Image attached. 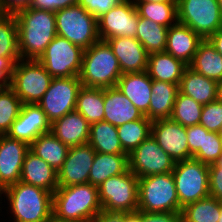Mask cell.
Returning a JSON list of instances; mask_svg holds the SVG:
<instances>
[{
    "label": "cell",
    "mask_w": 222,
    "mask_h": 222,
    "mask_svg": "<svg viewBox=\"0 0 222 222\" xmlns=\"http://www.w3.org/2000/svg\"><path fill=\"white\" fill-rule=\"evenodd\" d=\"M132 1L164 2V1H177V0H132Z\"/></svg>",
    "instance_id": "cell-55"
},
{
    "label": "cell",
    "mask_w": 222,
    "mask_h": 222,
    "mask_svg": "<svg viewBox=\"0 0 222 222\" xmlns=\"http://www.w3.org/2000/svg\"><path fill=\"white\" fill-rule=\"evenodd\" d=\"M88 143L97 153L127 154L121 146L117 127L107 121L90 125Z\"/></svg>",
    "instance_id": "cell-29"
},
{
    "label": "cell",
    "mask_w": 222,
    "mask_h": 222,
    "mask_svg": "<svg viewBox=\"0 0 222 222\" xmlns=\"http://www.w3.org/2000/svg\"><path fill=\"white\" fill-rule=\"evenodd\" d=\"M51 133L68 147L88 143L90 123L76 110L51 124Z\"/></svg>",
    "instance_id": "cell-23"
},
{
    "label": "cell",
    "mask_w": 222,
    "mask_h": 222,
    "mask_svg": "<svg viewBox=\"0 0 222 222\" xmlns=\"http://www.w3.org/2000/svg\"><path fill=\"white\" fill-rule=\"evenodd\" d=\"M187 67V64L174 58L171 54L159 52L148 55L146 72L153 80L180 85Z\"/></svg>",
    "instance_id": "cell-25"
},
{
    "label": "cell",
    "mask_w": 222,
    "mask_h": 222,
    "mask_svg": "<svg viewBox=\"0 0 222 222\" xmlns=\"http://www.w3.org/2000/svg\"><path fill=\"white\" fill-rule=\"evenodd\" d=\"M219 134H222V124H221V129H220V133Z\"/></svg>",
    "instance_id": "cell-59"
},
{
    "label": "cell",
    "mask_w": 222,
    "mask_h": 222,
    "mask_svg": "<svg viewBox=\"0 0 222 222\" xmlns=\"http://www.w3.org/2000/svg\"><path fill=\"white\" fill-rule=\"evenodd\" d=\"M221 202L208 196L184 206L181 210L182 222H218L221 216Z\"/></svg>",
    "instance_id": "cell-35"
},
{
    "label": "cell",
    "mask_w": 222,
    "mask_h": 222,
    "mask_svg": "<svg viewBox=\"0 0 222 222\" xmlns=\"http://www.w3.org/2000/svg\"><path fill=\"white\" fill-rule=\"evenodd\" d=\"M78 4L79 0H31L28 8L57 12Z\"/></svg>",
    "instance_id": "cell-45"
},
{
    "label": "cell",
    "mask_w": 222,
    "mask_h": 222,
    "mask_svg": "<svg viewBox=\"0 0 222 222\" xmlns=\"http://www.w3.org/2000/svg\"><path fill=\"white\" fill-rule=\"evenodd\" d=\"M189 67L216 82L222 80V55L215 50L207 39H204L199 44L198 50Z\"/></svg>",
    "instance_id": "cell-31"
},
{
    "label": "cell",
    "mask_w": 222,
    "mask_h": 222,
    "mask_svg": "<svg viewBox=\"0 0 222 222\" xmlns=\"http://www.w3.org/2000/svg\"><path fill=\"white\" fill-rule=\"evenodd\" d=\"M90 125L104 121V89L82 86L79 90L76 108Z\"/></svg>",
    "instance_id": "cell-32"
},
{
    "label": "cell",
    "mask_w": 222,
    "mask_h": 222,
    "mask_svg": "<svg viewBox=\"0 0 222 222\" xmlns=\"http://www.w3.org/2000/svg\"><path fill=\"white\" fill-rule=\"evenodd\" d=\"M139 17L170 27L178 22L177 1H133Z\"/></svg>",
    "instance_id": "cell-34"
},
{
    "label": "cell",
    "mask_w": 222,
    "mask_h": 222,
    "mask_svg": "<svg viewBox=\"0 0 222 222\" xmlns=\"http://www.w3.org/2000/svg\"><path fill=\"white\" fill-rule=\"evenodd\" d=\"M51 132V123L38 104H22L19 116L6 134L29 146L40 135Z\"/></svg>",
    "instance_id": "cell-17"
},
{
    "label": "cell",
    "mask_w": 222,
    "mask_h": 222,
    "mask_svg": "<svg viewBox=\"0 0 222 222\" xmlns=\"http://www.w3.org/2000/svg\"><path fill=\"white\" fill-rule=\"evenodd\" d=\"M216 100L222 103V80L217 82V96Z\"/></svg>",
    "instance_id": "cell-52"
},
{
    "label": "cell",
    "mask_w": 222,
    "mask_h": 222,
    "mask_svg": "<svg viewBox=\"0 0 222 222\" xmlns=\"http://www.w3.org/2000/svg\"><path fill=\"white\" fill-rule=\"evenodd\" d=\"M126 222H143V212L126 213Z\"/></svg>",
    "instance_id": "cell-51"
},
{
    "label": "cell",
    "mask_w": 222,
    "mask_h": 222,
    "mask_svg": "<svg viewBox=\"0 0 222 222\" xmlns=\"http://www.w3.org/2000/svg\"><path fill=\"white\" fill-rule=\"evenodd\" d=\"M151 90L149 120L170 118L179 91V85L152 79Z\"/></svg>",
    "instance_id": "cell-27"
},
{
    "label": "cell",
    "mask_w": 222,
    "mask_h": 222,
    "mask_svg": "<svg viewBox=\"0 0 222 222\" xmlns=\"http://www.w3.org/2000/svg\"><path fill=\"white\" fill-rule=\"evenodd\" d=\"M221 216L219 218V221L218 222H222V202H221V212H220Z\"/></svg>",
    "instance_id": "cell-56"
},
{
    "label": "cell",
    "mask_w": 222,
    "mask_h": 222,
    "mask_svg": "<svg viewBox=\"0 0 222 222\" xmlns=\"http://www.w3.org/2000/svg\"><path fill=\"white\" fill-rule=\"evenodd\" d=\"M30 150L58 172L66 160L69 147L49 132L36 138Z\"/></svg>",
    "instance_id": "cell-30"
},
{
    "label": "cell",
    "mask_w": 222,
    "mask_h": 222,
    "mask_svg": "<svg viewBox=\"0 0 222 222\" xmlns=\"http://www.w3.org/2000/svg\"><path fill=\"white\" fill-rule=\"evenodd\" d=\"M220 142H221V147H222V134H219Z\"/></svg>",
    "instance_id": "cell-58"
},
{
    "label": "cell",
    "mask_w": 222,
    "mask_h": 222,
    "mask_svg": "<svg viewBox=\"0 0 222 222\" xmlns=\"http://www.w3.org/2000/svg\"><path fill=\"white\" fill-rule=\"evenodd\" d=\"M129 170L138 178L174 170L175 161L149 136L128 155Z\"/></svg>",
    "instance_id": "cell-13"
},
{
    "label": "cell",
    "mask_w": 222,
    "mask_h": 222,
    "mask_svg": "<svg viewBox=\"0 0 222 222\" xmlns=\"http://www.w3.org/2000/svg\"><path fill=\"white\" fill-rule=\"evenodd\" d=\"M21 59L38 60L57 35L55 12L25 8L14 14Z\"/></svg>",
    "instance_id": "cell-2"
},
{
    "label": "cell",
    "mask_w": 222,
    "mask_h": 222,
    "mask_svg": "<svg viewBox=\"0 0 222 222\" xmlns=\"http://www.w3.org/2000/svg\"><path fill=\"white\" fill-rule=\"evenodd\" d=\"M52 209L61 220L91 222L102 211L98 187L90 183L58 187L53 193Z\"/></svg>",
    "instance_id": "cell-3"
},
{
    "label": "cell",
    "mask_w": 222,
    "mask_h": 222,
    "mask_svg": "<svg viewBox=\"0 0 222 222\" xmlns=\"http://www.w3.org/2000/svg\"><path fill=\"white\" fill-rule=\"evenodd\" d=\"M209 195L222 201V155L209 165Z\"/></svg>",
    "instance_id": "cell-42"
},
{
    "label": "cell",
    "mask_w": 222,
    "mask_h": 222,
    "mask_svg": "<svg viewBox=\"0 0 222 222\" xmlns=\"http://www.w3.org/2000/svg\"><path fill=\"white\" fill-rule=\"evenodd\" d=\"M31 0H0V11L4 14H15L28 8Z\"/></svg>",
    "instance_id": "cell-47"
},
{
    "label": "cell",
    "mask_w": 222,
    "mask_h": 222,
    "mask_svg": "<svg viewBox=\"0 0 222 222\" xmlns=\"http://www.w3.org/2000/svg\"><path fill=\"white\" fill-rule=\"evenodd\" d=\"M98 35L105 41L114 37L135 38L139 14L132 0H123L97 19Z\"/></svg>",
    "instance_id": "cell-14"
},
{
    "label": "cell",
    "mask_w": 222,
    "mask_h": 222,
    "mask_svg": "<svg viewBox=\"0 0 222 222\" xmlns=\"http://www.w3.org/2000/svg\"><path fill=\"white\" fill-rule=\"evenodd\" d=\"M168 29L164 25L139 17L135 38L148 54L165 52Z\"/></svg>",
    "instance_id": "cell-33"
},
{
    "label": "cell",
    "mask_w": 222,
    "mask_h": 222,
    "mask_svg": "<svg viewBox=\"0 0 222 222\" xmlns=\"http://www.w3.org/2000/svg\"><path fill=\"white\" fill-rule=\"evenodd\" d=\"M138 212H180L172 172L139 178Z\"/></svg>",
    "instance_id": "cell-5"
},
{
    "label": "cell",
    "mask_w": 222,
    "mask_h": 222,
    "mask_svg": "<svg viewBox=\"0 0 222 222\" xmlns=\"http://www.w3.org/2000/svg\"><path fill=\"white\" fill-rule=\"evenodd\" d=\"M83 49L56 35L38 61L53 78L79 76Z\"/></svg>",
    "instance_id": "cell-11"
},
{
    "label": "cell",
    "mask_w": 222,
    "mask_h": 222,
    "mask_svg": "<svg viewBox=\"0 0 222 222\" xmlns=\"http://www.w3.org/2000/svg\"><path fill=\"white\" fill-rule=\"evenodd\" d=\"M221 155L222 147L219 133L208 132L204 134L203 149H199L192 158L211 165L216 163Z\"/></svg>",
    "instance_id": "cell-40"
},
{
    "label": "cell",
    "mask_w": 222,
    "mask_h": 222,
    "mask_svg": "<svg viewBox=\"0 0 222 222\" xmlns=\"http://www.w3.org/2000/svg\"><path fill=\"white\" fill-rule=\"evenodd\" d=\"M57 35L83 50L100 40L97 19L80 4L55 12Z\"/></svg>",
    "instance_id": "cell-6"
},
{
    "label": "cell",
    "mask_w": 222,
    "mask_h": 222,
    "mask_svg": "<svg viewBox=\"0 0 222 222\" xmlns=\"http://www.w3.org/2000/svg\"><path fill=\"white\" fill-rule=\"evenodd\" d=\"M207 40L211 43V45L222 55V27L209 36Z\"/></svg>",
    "instance_id": "cell-50"
},
{
    "label": "cell",
    "mask_w": 222,
    "mask_h": 222,
    "mask_svg": "<svg viewBox=\"0 0 222 222\" xmlns=\"http://www.w3.org/2000/svg\"><path fill=\"white\" fill-rule=\"evenodd\" d=\"M81 87L79 76L52 79L48 90L38 102L51 124L75 110Z\"/></svg>",
    "instance_id": "cell-12"
},
{
    "label": "cell",
    "mask_w": 222,
    "mask_h": 222,
    "mask_svg": "<svg viewBox=\"0 0 222 222\" xmlns=\"http://www.w3.org/2000/svg\"><path fill=\"white\" fill-rule=\"evenodd\" d=\"M218 3H219V6H220V9H221V12H222V0H218Z\"/></svg>",
    "instance_id": "cell-57"
},
{
    "label": "cell",
    "mask_w": 222,
    "mask_h": 222,
    "mask_svg": "<svg viewBox=\"0 0 222 222\" xmlns=\"http://www.w3.org/2000/svg\"><path fill=\"white\" fill-rule=\"evenodd\" d=\"M143 222H182L181 212H143Z\"/></svg>",
    "instance_id": "cell-46"
},
{
    "label": "cell",
    "mask_w": 222,
    "mask_h": 222,
    "mask_svg": "<svg viewBox=\"0 0 222 222\" xmlns=\"http://www.w3.org/2000/svg\"><path fill=\"white\" fill-rule=\"evenodd\" d=\"M179 91L196 102L206 105L216 101L217 82L195 72L188 66L181 78Z\"/></svg>",
    "instance_id": "cell-26"
},
{
    "label": "cell",
    "mask_w": 222,
    "mask_h": 222,
    "mask_svg": "<svg viewBox=\"0 0 222 222\" xmlns=\"http://www.w3.org/2000/svg\"><path fill=\"white\" fill-rule=\"evenodd\" d=\"M22 104L8 84L0 88V135L8 133L12 123L19 116Z\"/></svg>",
    "instance_id": "cell-38"
},
{
    "label": "cell",
    "mask_w": 222,
    "mask_h": 222,
    "mask_svg": "<svg viewBox=\"0 0 222 222\" xmlns=\"http://www.w3.org/2000/svg\"><path fill=\"white\" fill-rule=\"evenodd\" d=\"M202 107V104L178 91L170 118L184 127L198 125Z\"/></svg>",
    "instance_id": "cell-37"
},
{
    "label": "cell",
    "mask_w": 222,
    "mask_h": 222,
    "mask_svg": "<svg viewBox=\"0 0 222 222\" xmlns=\"http://www.w3.org/2000/svg\"><path fill=\"white\" fill-rule=\"evenodd\" d=\"M151 136L175 163L192 158L189 153L186 127L171 118L152 121Z\"/></svg>",
    "instance_id": "cell-15"
},
{
    "label": "cell",
    "mask_w": 222,
    "mask_h": 222,
    "mask_svg": "<svg viewBox=\"0 0 222 222\" xmlns=\"http://www.w3.org/2000/svg\"><path fill=\"white\" fill-rule=\"evenodd\" d=\"M105 41L118 59L122 74L146 71L149 54L136 38L114 37Z\"/></svg>",
    "instance_id": "cell-19"
},
{
    "label": "cell",
    "mask_w": 222,
    "mask_h": 222,
    "mask_svg": "<svg viewBox=\"0 0 222 222\" xmlns=\"http://www.w3.org/2000/svg\"><path fill=\"white\" fill-rule=\"evenodd\" d=\"M91 222H126V213L101 211Z\"/></svg>",
    "instance_id": "cell-49"
},
{
    "label": "cell",
    "mask_w": 222,
    "mask_h": 222,
    "mask_svg": "<svg viewBox=\"0 0 222 222\" xmlns=\"http://www.w3.org/2000/svg\"><path fill=\"white\" fill-rule=\"evenodd\" d=\"M199 124L209 132L220 133L222 124V103L216 100L203 105Z\"/></svg>",
    "instance_id": "cell-41"
},
{
    "label": "cell",
    "mask_w": 222,
    "mask_h": 222,
    "mask_svg": "<svg viewBox=\"0 0 222 222\" xmlns=\"http://www.w3.org/2000/svg\"><path fill=\"white\" fill-rule=\"evenodd\" d=\"M8 82L0 75V88L6 86Z\"/></svg>",
    "instance_id": "cell-54"
},
{
    "label": "cell",
    "mask_w": 222,
    "mask_h": 222,
    "mask_svg": "<svg viewBox=\"0 0 222 222\" xmlns=\"http://www.w3.org/2000/svg\"><path fill=\"white\" fill-rule=\"evenodd\" d=\"M29 149L26 142L0 135V193L20 181L22 165Z\"/></svg>",
    "instance_id": "cell-18"
},
{
    "label": "cell",
    "mask_w": 222,
    "mask_h": 222,
    "mask_svg": "<svg viewBox=\"0 0 222 222\" xmlns=\"http://www.w3.org/2000/svg\"><path fill=\"white\" fill-rule=\"evenodd\" d=\"M178 22L190 27L203 39L222 27L218 0H177Z\"/></svg>",
    "instance_id": "cell-10"
},
{
    "label": "cell",
    "mask_w": 222,
    "mask_h": 222,
    "mask_svg": "<svg viewBox=\"0 0 222 222\" xmlns=\"http://www.w3.org/2000/svg\"><path fill=\"white\" fill-rule=\"evenodd\" d=\"M172 174L180 212L184 206L209 196V165L191 158L176 162Z\"/></svg>",
    "instance_id": "cell-9"
},
{
    "label": "cell",
    "mask_w": 222,
    "mask_h": 222,
    "mask_svg": "<svg viewBox=\"0 0 222 222\" xmlns=\"http://www.w3.org/2000/svg\"><path fill=\"white\" fill-rule=\"evenodd\" d=\"M117 88L149 119L152 79L146 71L122 74Z\"/></svg>",
    "instance_id": "cell-21"
},
{
    "label": "cell",
    "mask_w": 222,
    "mask_h": 222,
    "mask_svg": "<svg viewBox=\"0 0 222 222\" xmlns=\"http://www.w3.org/2000/svg\"><path fill=\"white\" fill-rule=\"evenodd\" d=\"M209 131L202 125L186 127L189 153L193 156L199 149H203L204 134Z\"/></svg>",
    "instance_id": "cell-44"
},
{
    "label": "cell",
    "mask_w": 222,
    "mask_h": 222,
    "mask_svg": "<svg viewBox=\"0 0 222 222\" xmlns=\"http://www.w3.org/2000/svg\"><path fill=\"white\" fill-rule=\"evenodd\" d=\"M53 77L35 59H20L14 67L8 85L23 104H38L48 90Z\"/></svg>",
    "instance_id": "cell-8"
},
{
    "label": "cell",
    "mask_w": 222,
    "mask_h": 222,
    "mask_svg": "<svg viewBox=\"0 0 222 222\" xmlns=\"http://www.w3.org/2000/svg\"><path fill=\"white\" fill-rule=\"evenodd\" d=\"M203 40L190 27L177 22L168 29L165 52L189 66Z\"/></svg>",
    "instance_id": "cell-20"
},
{
    "label": "cell",
    "mask_w": 222,
    "mask_h": 222,
    "mask_svg": "<svg viewBox=\"0 0 222 222\" xmlns=\"http://www.w3.org/2000/svg\"><path fill=\"white\" fill-rule=\"evenodd\" d=\"M0 206V213L5 208L7 214H11L10 222H47L53 215V193L18 181L0 193Z\"/></svg>",
    "instance_id": "cell-1"
},
{
    "label": "cell",
    "mask_w": 222,
    "mask_h": 222,
    "mask_svg": "<svg viewBox=\"0 0 222 222\" xmlns=\"http://www.w3.org/2000/svg\"><path fill=\"white\" fill-rule=\"evenodd\" d=\"M128 169V154H105L96 152L89 173V183L98 187L106 179L123 174Z\"/></svg>",
    "instance_id": "cell-28"
},
{
    "label": "cell",
    "mask_w": 222,
    "mask_h": 222,
    "mask_svg": "<svg viewBox=\"0 0 222 222\" xmlns=\"http://www.w3.org/2000/svg\"><path fill=\"white\" fill-rule=\"evenodd\" d=\"M21 57H2L0 56V75L8 82L13 75L15 64Z\"/></svg>",
    "instance_id": "cell-48"
},
{
    "label": "cell",
    "mask_w": 222,
    "mask_h": 222,
    "mask_svg": "<svg viewBox=\"0 0 222 222\" xmlns=\"http://www.w3.org/2000/svg\"><path fill=\"white\" fill-rule=\"evenodd\" d=\"M122 1L123 0H79V4L98 19Z\"/></svg>",
    "instance_id": "cell-43"
},
{
    "label": "cell",
    "mask_w": 222,
    "mask_h": 222,
    "mask_svg": "<svg viewBox=\"0 0 222 222\" xmlns=\"http://www.w3.org/2000/svg\"><path fill=\"white\" fill-rule=\"evenodd\" d=\"M104 112V121L115 127L144 117L117 86L104 88Z\"/></svg>",
    "instance_id": "cell-22"
},
{
    "label": "cell",
    "mask_w": 222,
    "mask_h": 222,
    "mask_svg": "<svg viewBox=\"0 0 222 222\" xmlns=\"http://www.w3.org/2000/svg\"><path fill=\"white\" fill-rule=\"evenodd\" d=\"M121 75L118 59L106 41L99 40L83 51L79 75L82 86L114 87Z\"/></svg>",
    "instance_id": "cell-4"
},
{
    "label": "cell",
    "mask_w": 222,
    "mask_h": 222,
    "mask_svg": "<svg viewBox=\"0 0 222 222\" xmlns=\"http://www.w3.org/2000/svg\"><path fill=\"white\" fill-rule=\"evenodd\" d=\"M95 153L89 143L69 147L66 160L58 171V187L89 183Z\"/></svg>",
    "instance_id": "cell-16"
},
{
    "label": "cell",
    "mask_w": 222,
    "mask_h": 222,
    "mask_svg": "<svg viewBox=\"0 0 222 222\" xmlns=\"http://www.w3.org/2000/svg\"><path fill=\"white\" fill-rule=\"evenodd\" d=\"M20 181L54 193L58 188V172L29 149L22 165Z\"/></svg>",
    "instance_id": "cell-24"
},
{
    "label": "cell",
    "mask_w": 222,
    "mask_h": 222,
    "mask_svg": "<svg viewBox=\"0 0 222 222\" xmlns=\"http://www.w3.org/2000/svg\"><path fill=\"white\" fill-rule=\"evenodd\" d=\"M47 222H76V221H72V220H61V219L55 217L54 215H52Z\"/></svg>",
    "instance_id": "cell-53"
},
{
    "label": "cell",
    "mask_w": 222,
    "mask_h": 222,
    "mask_svg": "<svg viewBox=\"0 0 222 222\" xmlns=\"http://www.w3.org/2000/svg\"><path fill=\"white\" fill-rule=\"evenodd\" d=\"M152 121L146 116L117 127L118 137L123 150L129 155L144 140L151 136Z\"/></svg>",
    "instance_id": "cell-36"
},
{
    "label": "cell",
    "mask_w": 222,
    "mask_h": 222,
    "mask_svg": "<svg viewBox=\"0 0 222 222\" xmlns=\"http://www.w3.org/2000/svg\"><path fill=\"white\" fill-rule=\"evenodd\" d=\"M0 56L20 57L14 14H0Z\"/></svg>",
    "instance_id": "cell-39"
},
{
    "label": "cell",
    "mask_w": 222,
    "mask_h": 222,
    "mask_svg": "<svg viewBox=\"0 0 222 222\" xmlns=\"http://www.w3.org/2000/svg\"><path fill=\"white\" fill-rule=\"evenodd\" d=\"M139 178L129 169L106 179L98 186L102 211L117 213L138 212Z\"/></svg>",
    "instance_id": "cell-7"
}]
</instances>
